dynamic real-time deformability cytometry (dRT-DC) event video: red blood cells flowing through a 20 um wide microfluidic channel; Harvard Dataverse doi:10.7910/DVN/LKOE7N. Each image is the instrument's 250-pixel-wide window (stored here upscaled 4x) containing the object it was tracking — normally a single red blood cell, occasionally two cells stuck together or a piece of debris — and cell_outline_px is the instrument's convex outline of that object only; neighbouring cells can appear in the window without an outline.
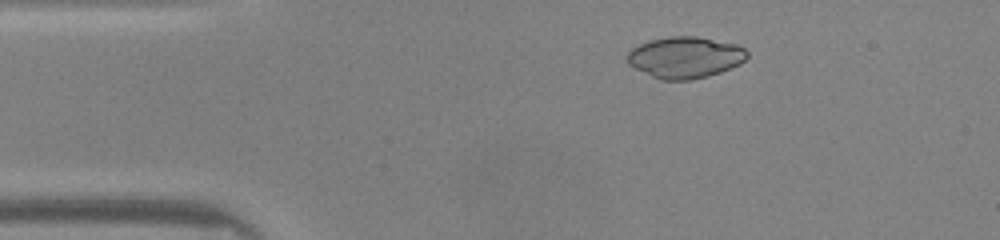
{"species": "common noctule bat (a hibernating species)", "species_latin": "Nyctalus noctula", "temperature_condition": "warm", "stored_images_in_passage": 44, "camera_frame_rate_fps": 3000, "um_per_image_px": 0.085, "animal": {"sex": "male", "body_mass_g": 20.0, "forearm_length_mm": 53.3}, "frame": {"image": 1, "passage_image": 4, "time_ms": 1.0, "image_size_px": [1000, 240], "cell_outline_px": [[748, 56], [740, 64], [720, 72], [708, 76], [692, 80], [660, 80], [628, 64], [624, 56], [632, 48], [648, 40], [668, 36], [696, 36], [736, 44], [744, 48], [748, 52]], "centroid_in_image_um": [58.21, 4.87], "position_along_channel_um": 26.8, "area_um2": 29.07}}
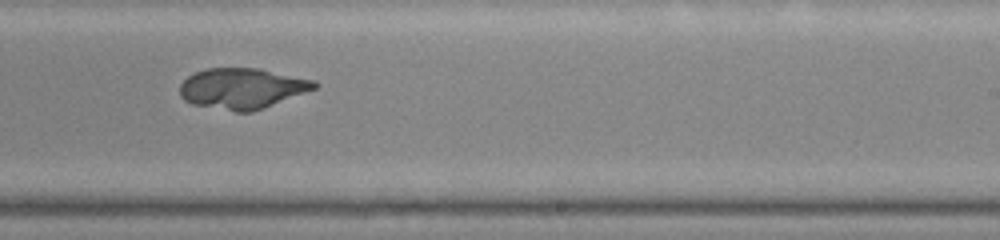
{"frame": {"image": 2, "passage_image": 25, "time_ms": 8.0, "image_size_px": [1000, 240], "cell_outline_px": [[320, 84], [316, 88], [252, 112], [236, 112], [192, 104], [184, 100], [180, 96], [180, 84], [188, 76], [196, 72], [208, 68], [260, 68], [316, 80]], "centroid_in_image_um": [20.59, 7.51], "position_along_channel_um": 268.4, "area_um2": 31.91}}
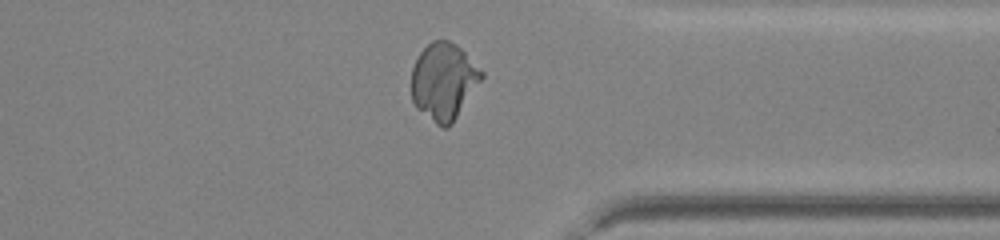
{"frame": {"image": 3, "passage_image": 33, "time_ms": 10.667, "image_size_px": [1000, 240], "cell_outline_px": [[484, 76], [452, 124], [448, 128], [444, 128], [436, 124], [416, 108], [412, 100], [412, 68], [420, 52], [432, 40], [448, 40], [456, 44], [484, 72]], "centroid_in_image_um": [37.71, 6.92], "position_along_channel_um": 373.7, "area_um2": 31.27}}